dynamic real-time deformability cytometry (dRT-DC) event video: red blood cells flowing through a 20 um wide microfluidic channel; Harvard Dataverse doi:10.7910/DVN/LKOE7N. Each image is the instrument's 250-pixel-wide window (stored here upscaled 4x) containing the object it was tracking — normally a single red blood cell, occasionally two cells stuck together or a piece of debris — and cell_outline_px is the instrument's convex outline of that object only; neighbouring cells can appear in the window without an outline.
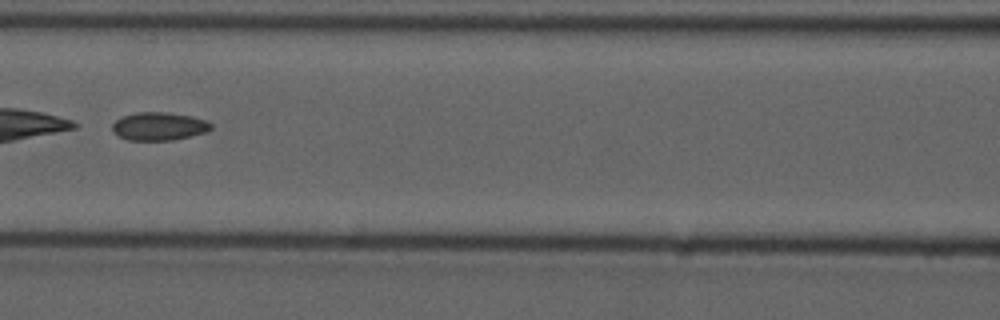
{"species": "common noctule bat (a hibernating species)", "species_latin": "Nyctalus noctula", "temperature_condition": "cold", "stored_images_in_passage": 54, "camera_frame_rate_fps": 3000, "um_per_image_px": 0.085, "animal": {"sex": "male", "forearm_length_mm": 52.5}, "frame": {"image": 1, "passage_image": 24, "time_ms": 7.667, "image_size_px": [1000, 320], "cell_outline_px": [[212, 128], [208, 132], [172, 140], [128, 140], [112, 132], [112, 124], [116, 120], [124, 116], [136, 112], [164, 112], [192, 116], [204, 120], [212, 124]], "centroid_in_image_um": [13.52, 10.74], "position_along_channel_um": 153.1, "area_um2": 16.13}}